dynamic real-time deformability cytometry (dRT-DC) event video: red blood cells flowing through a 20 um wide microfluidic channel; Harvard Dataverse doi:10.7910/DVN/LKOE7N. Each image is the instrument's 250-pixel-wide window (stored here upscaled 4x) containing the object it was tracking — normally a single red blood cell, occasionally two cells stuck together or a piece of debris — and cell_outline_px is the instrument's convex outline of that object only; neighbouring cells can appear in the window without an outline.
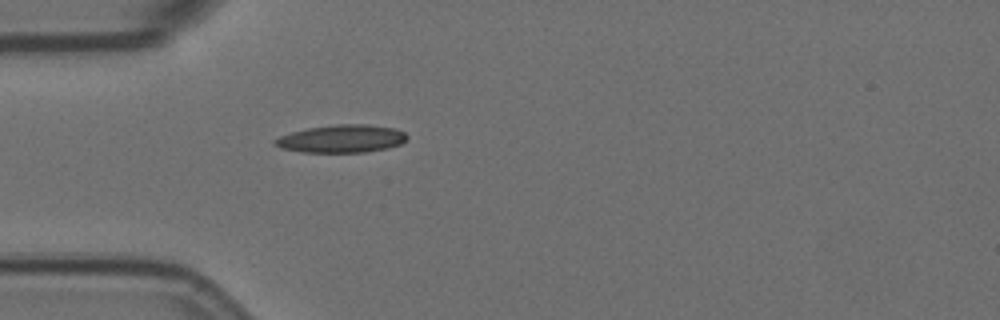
{"species": "Egyptian fruit bat (a non-hibernating species)", "species_latin": "Rousettus aegyptiacus", "temperature_condition": "room temperature", "stored_images_in_passage": 42, "camera_frame_rate_fps": 3000, "um_per_image_px": 0.085, "animal": {"sex": "female"}, "frame": {"image": 1, "passage_image": 1, "time_ms": 0.0, "image_size_px": [1000, 320], "cell_outline_px": [[408, 136], [400, 144], [388, 148], [364, 152], [300, 152], [280, 148], [272, 144], [272, 140], [280, 136], [292, 132], [308, 128], [336, 124], [368, 124], [396, 128], [404, 132]], "centroid_in_image_um": [29.01, 11.79], "position_along_channel_um": 56.0, "area_um2": 21.5}}
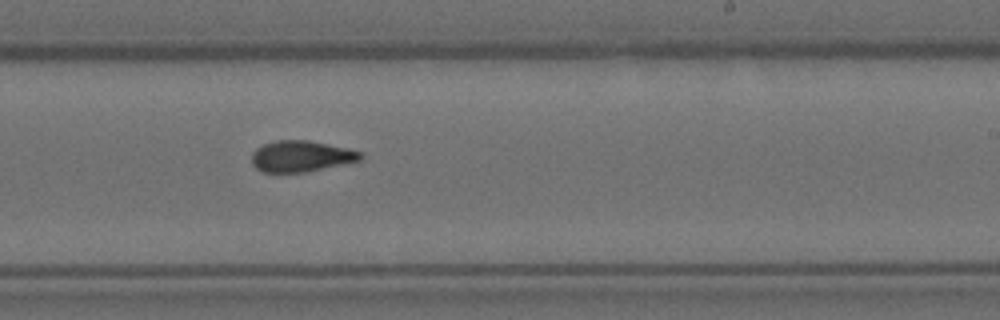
{"frame": {"image": 2, "passage_image": 19, "time_ms": 6.0, "image_size_px": [1000, 320], "cell_outline_px": [[364, 156], [360, 160], [304, 172], [264, 172], [256, 168], [252, 164], [252, 152], [256, 148], [264, 144], [276, 140], [308, 140], [344, 148], [360, 152]], "centroid_in_image_um": [25.54, 13.28], "position_along_channel_um": 263.5, "area_um2": 19.36}}
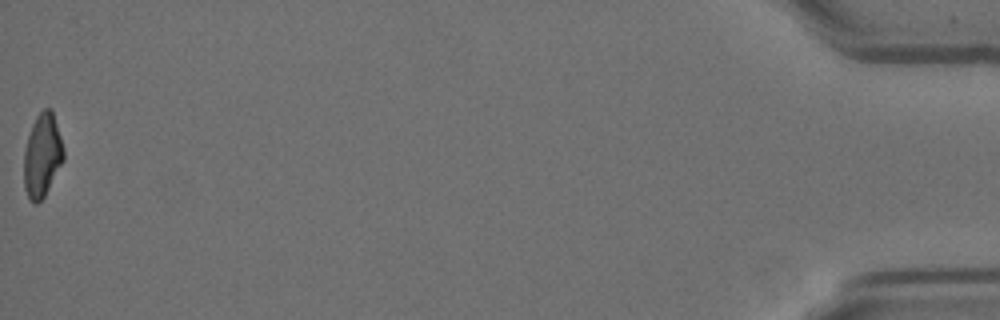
{"frame": {"image": 3, "passage_image": 42, "time_ms": 13.667, "image_size_px": [1000, 320], "cell_outline_px": [[64, 160], [44, 196], [36, 204], [32, 204], [28, 200], [24, 188], [24, 152], [28, 136], [32, 124], [36, 116], [44, 108], [52, 108], [64, 148]], "centroid_in_image_um": [3.59, 13.22], "position_along_channel_um": 431.6, "area_um2": 19.42}, "authors_computed_cell_mechanics": {"area_um2": 19.9988, "velocity_mm_per_s": 3.5203, "shape_relaxation_time_tau1_ms": 9.5827, "shape_relaxation_time_tau2_ms": 3.0747, "deformation_change_tau1": 0.2456, "deformation_change_tau2": 0.0952}}